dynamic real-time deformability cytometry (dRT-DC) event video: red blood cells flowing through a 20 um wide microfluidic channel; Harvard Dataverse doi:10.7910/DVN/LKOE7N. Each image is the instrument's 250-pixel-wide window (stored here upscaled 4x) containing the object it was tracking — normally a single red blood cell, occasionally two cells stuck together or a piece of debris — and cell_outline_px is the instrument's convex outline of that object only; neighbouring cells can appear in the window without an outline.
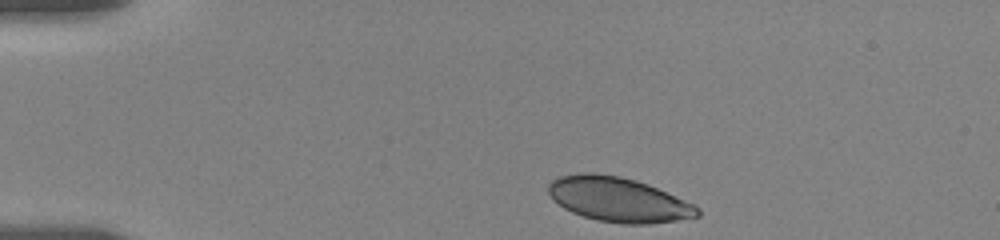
{"species": "human", "species_latin": "Homo sapiens", "temperature_condition": "room temperature", "stored_images_in_passage": 13, "camera_frame_rate_fps": 3000, "um_per_image_px": 0.085, "donor": {"sex": "female"}, "frame": {"image": 1, "passage_image": 1, "time_ms": 0.0, "image_size_px": [1000, 240], "cell_outline_px": [[700, 216], [676, 220], [648, 224], [620, 224], [596, 220], [572, 212], [564, 208], [552, 200], [548, 192], [548, 184], [552, 180], [560, 176], [580, 172], [592, 172], [620, 176], [636, 180], [648, 184], [696, 204], [700, 208]], "centroid_in_image_um": [52.56, 16.96], "position_along_channel_um": 32.4, "area_um2": 39.07}}
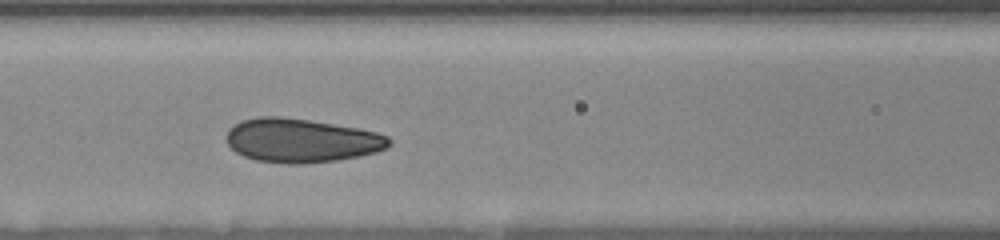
{"frame": {"image": 2, "passage_image": 8, "time_ms": 4.667, "image_size_px": [1000, 240], "cell_outline_px": [[392, 144], [388, 148], [376, 152], [360, 156], [336, 160], [300, 164], [288, 164], [256, 160], [244, 156], [236, 152], [228, 144], [228, 128], [240, 120], [260, 116], [280, 116], [308, 120], [356, 128], [376, 132], [388, 136], [392, 140]], "centroid_in_image_um": [25.63, 11.94], "position_along_channel_um": 141.0, "area_um2": 41.56}}
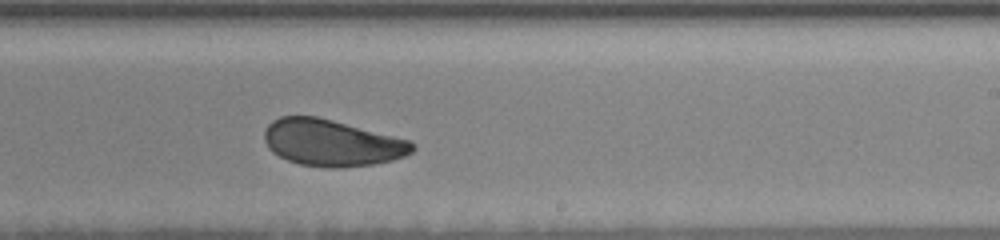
{"frame": {"image": 3, "passage_image": 13, "time_ms": 8.0, "image_size_px": [1000, 240], "cell_outline_px": [[416, 148], [412, 152], [404, 156], [392, 160], [372, 164], [340, 168], [328, 168], [300, 164], [288, 160], [272, 152], [268, 148], [264, 140], [264, 132], [268, 124], [272, 120], [280, 116], [316, 116], [332, 120], [408, 140], [416, 144]], "centroid_in_image_um": [28.17, 12.14], "position_along_channel_um": 260.8, "area_um2": 40.0}}